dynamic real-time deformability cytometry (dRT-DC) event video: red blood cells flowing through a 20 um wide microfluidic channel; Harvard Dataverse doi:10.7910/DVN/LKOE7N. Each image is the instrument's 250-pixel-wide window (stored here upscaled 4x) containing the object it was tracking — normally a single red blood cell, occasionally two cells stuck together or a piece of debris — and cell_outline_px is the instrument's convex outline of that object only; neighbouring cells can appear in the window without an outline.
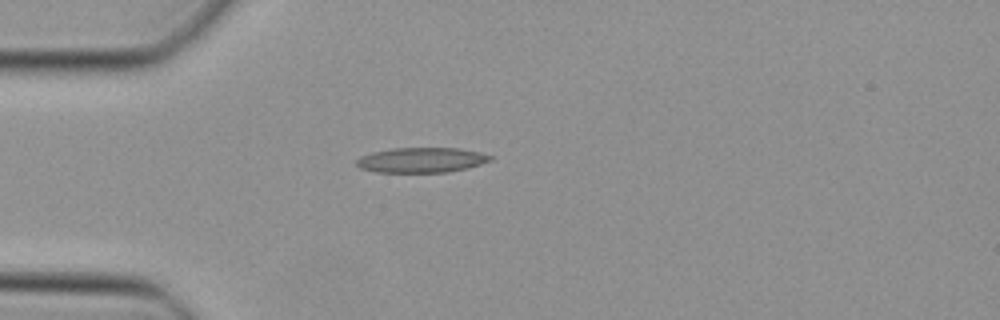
{"species": "Egyptian fruit bat (a non-hibernating species)", "species_latin": "Rousettus aegyptiacus", "temperature_condition": "cold", "stored_images_in_passage": 35, "camera_frame_rate_fps": 3000, "um_per_image_px": 0.085, "animal": {"sex": "female"}, "frame": {"image": 1, "passage_image": 1, "time_ms": 0.0, "image_size_px": [1000, 320], "cell_outline_px": [[492, 160], [468, 168], [448, 172], [376, 172], [360, 168], [356, 164], [356, 160], [360, 156], [372, 152], [392, 148], [460, 148], [480, 152], [492, 156]], "centroid_in_image_um": [35.82, 13.6], "position_along_channel_um": 49.2, "area_um2": 19.59}}
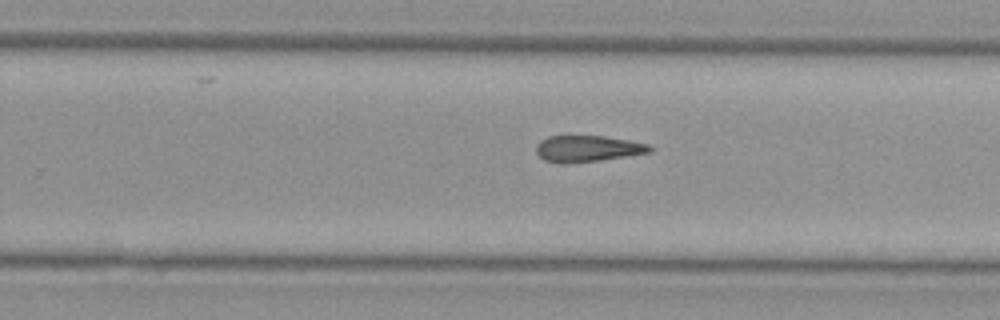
{"frame": {"image": 2, "passage_image": 18, "time_ms": 5.667, "image_size_px": [1000, 320], "cell_outline_px": [[652, 152], [600, 160], [564, 164], [560, 164], [544, 160], [536, 152], [536, 144], [540, 140], [548, 136], [604, 136], [628, 140], [648, 144], [652, 148]], "centroid_in_image_um": [49.91, 12.64], "position_along_channel_um": 279.9, "area_um2": 17.46}}
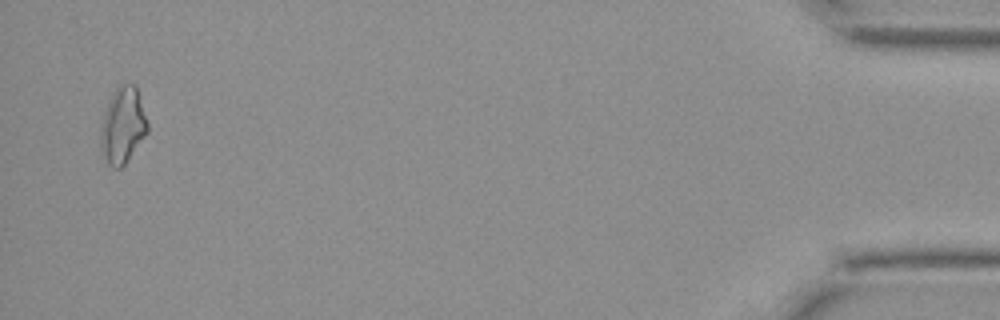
{"frame": {"image": 3, "passage_image": 34, "time_ms": 11.0, "image_size_px": [1000, 320], "cell_outline_px": [[148, 132], [124, 164], [120, 168], [112, 168], [100, 156], [100, 124], [104, 112], [112, 92], [120, 84], [132, 84], [136, 88], [148, 124]], "centroid_in_image_um": [10.38, 10.7], "position_along_channel_um": 424.8, "area_um2": 20.87}}